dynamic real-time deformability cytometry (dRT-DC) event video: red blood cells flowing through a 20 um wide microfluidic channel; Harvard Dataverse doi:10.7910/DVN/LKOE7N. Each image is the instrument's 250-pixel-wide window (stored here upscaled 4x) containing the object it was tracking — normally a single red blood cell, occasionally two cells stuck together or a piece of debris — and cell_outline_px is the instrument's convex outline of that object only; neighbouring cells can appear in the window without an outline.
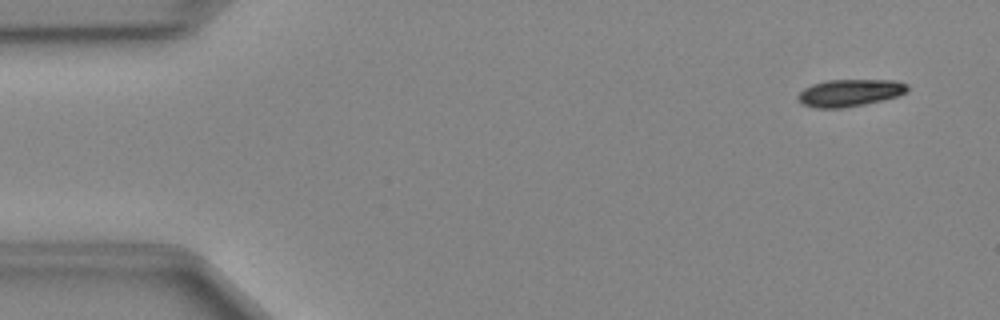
{"species": "Egyptian fruit bat (a non-hibernating species)", "species_latin": "Rousettus aegyptiacus", "temperature_condition": "cold", "stored_images_in_passage": 48, "camera_frame_rate_fps": 3000, "um_per_image_px": 0.085, "animal": {"sex": "female"}, "frame": {"image": 1, "passage_image": 3, "time_ms": 0.667, "image_size_px": [1000, 320], "cell_outline_px": [[908, 88], [904, 92], [896, 96], [864, 104], [844, 108], [816, 108], [804, 104], [796, 96], [804, 88], [812, 84], [828, 80], [896, 80], [908, 84]], "centroid_in_image_um": [72.21, 7.88], "position_along_channel_um": 12.8, "area_um2": 17.11}}
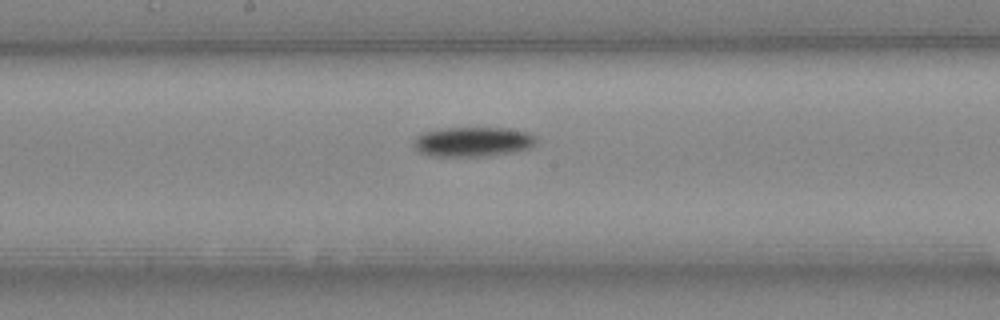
{"frame": {"image": 2, "passage_image": 25, "time_ms": 8.0, "image_size_px": [1000, 320], "cell_outline_px": [[536, 144], [532, 148], [512, 152], [488, 156], [432, 156], [420, 152], [412, 144], [412, 140], [416, 136], [424, 132], [440, 128], [508, 128], [528, 132], [536, 136]], "centroid_in_image_um": [40.2, 12.04], "position_along_channel_um": 208.0, "area_um2": 21.44}}
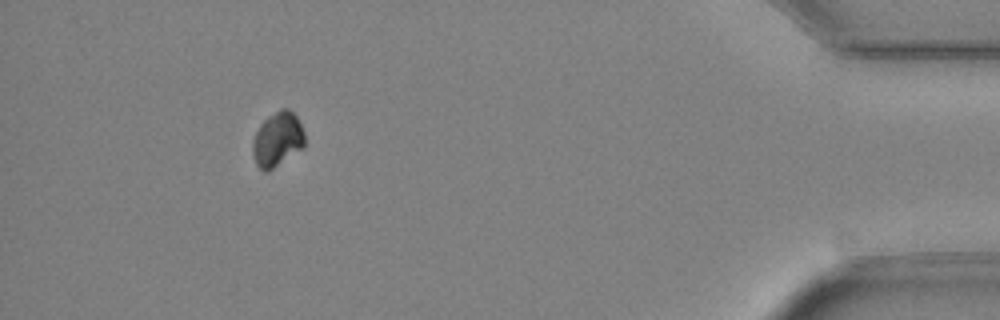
{"frame": {"image": 3, "passage_image": 44, "time_ms": 14.333, "image_size_px": [1000, 320], "cell_outline_px": [[304, 148], [268, 172], [264, 172], [256, 164], [252, 156], [252, 140], [260, 124], [268, 116], [280, 108], [288, 108], [296, 116], [304, 132]], "centroid_in_image_um": [23.57, 11.86], "position_along_channel_um": 411.6, "area_um2": 16.76}}